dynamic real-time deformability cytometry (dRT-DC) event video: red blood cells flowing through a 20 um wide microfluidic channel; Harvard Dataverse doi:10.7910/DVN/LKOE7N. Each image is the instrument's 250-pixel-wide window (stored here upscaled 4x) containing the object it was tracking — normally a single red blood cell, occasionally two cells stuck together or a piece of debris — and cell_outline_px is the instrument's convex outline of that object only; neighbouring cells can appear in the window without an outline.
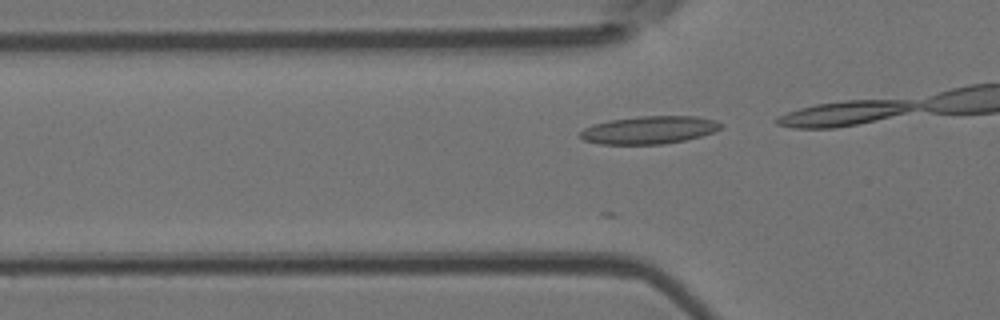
{"species": "Egyptian fruit bat (a non-hibernating species)", "species_latin": "Rousettus aegyptiacus", "temperature_condition": "room temperature", "stored_images_in_passage": 6, "camera_frame_rate_fps": 3000, "um_per_image_px": 0.085, "animal": {"sex": "female"}, "frame": {"image": 1, "passage_image": 3, "time_ms": 0.667, "image_size_px": [1000, 320], "cell_outline_px": [[724, 124], [720, 128], [712, 132], [700, 136], [684, 140], [664, 144], [600, 144], [584, 140], [580, 136], [580, 132], [584, 128], [592, 124], [608, 120], [640, 116], [696, 116], [716, 120]], "centroid_in_image_um": [55.17, 11.04], "position_along_channel_um": 70.6, "area_um2": 22.77}}